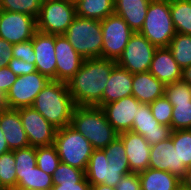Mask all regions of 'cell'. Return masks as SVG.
I'll return each mask as SVG.
<instances>
[{
  "instance_id": "ac0fdd59",
  "label": "cell",
  "mask_w": 191,
  "mask_h": 190,
  "mask_svg": "<svg viewBox=\"0 0 191 190\" xmlns=\"http://www.w3.org/2000/svg\"><path fill=\"white\" fill-rule=\"evenodd\" d=\"M36 56V70L56 81L55 35L37 31L31 39Z\"/></svg>"
},
{
  "instance_id": "f35d334b",
  "label": "cell",
  "mask_w": 191,
  "mask_h": 190,
  "mask_svg": "<svg viewBox=\"0 0 191 190\" xmlns=\"http://www.w3.org/2000/svg\"><path fill=\"white\" fill-rule=\"evenodd\" d=\"M149 107L158 123L171 127L173 105L164 95L150 103Z\"/></svg>"
},
{
  "instance_id": "83f0119b",
  "label": "cell",
  "mask_w": 191,
  "mask_h": 190,
  "mask_svg": "<svg viewBox=\"0 0 191 190\" xmlns=\"http://www.w3.org/2000/svg\"><path fill=\"white\" fill-rule=\"evenodd\" d=\"M170 12L176 33L191 35V0H170Z\"/></svg>"
},
{
  "instance_id": "2e32d148",
  "label": "cell",
  "mask_w": 191,
  "mask_h": 190,
  "mask_svg": "<svg viewBox=\"0 0 191 190\" xmlns=\"http://www.w3.org/2000/svg\"><path fill=\"white\" fill-rule=\"evenodd\" d=\"M56 81L67 83L81 68L84 59L64 35H55Z\"/></svg>"
},
{
  "instance_id": "d590c367",
  "label": "cell",
  "mask_w": 191,
  "mask_h": 190,
  "mask_svg": "<svg viewBox=\"0 0 191 190\" xmlns=\"http://www.w3.org/2000/svg\"><path fill=\"white\" fill-rule=\"evenodd\" d=\"M164 96L173 106L176 103L191 102V86L182 80L166 84Z\"/></svg>"
},
{
  "instance_id": "f907efd6",
  "label": "cell",
  "mask_w": 191,
  "mask_h": 190,
  "mask_svg": "<svg viewBox=\"0 0 191 190\" xmlns=\"http://www.w3.org/2000/svg\"><path fill=\"white\" fill-rule=\"evenodd\" d=\"M7 109L6 95L0 91V111Z\"/></svg>"
},
{
  "instance_id": "cb8c5ba5",
  "label": "cell",
  "mask_w": 191,
  "mask_h": 190,
  "mask_svg": "<svg viewBox=\"0 0 191 190\" xmlns=\"http://www.w3.org/2000/svg\"><path fill=\"white\" fill-rule=\"evenodd\" d=\"M150 2L151 0H114V13L122 17L134 32H139Z\"/></svg>"
},
{
  "instance_id": "ee69618b",
  "label": "cell",
  "mask_w": 191,
  "mask_h": 190,
  "mask_svg": "<svg viewBox=\"0 0 191 190\" xmlns=\"http://www.w3.org/2000/svg\"><path fill=\"white\" fill-rule=\"evenodd\" d=\"M13 46L14 44L0 38V68L8 66L9 62L13 59Z\"/></svg>"
},
{
  "instance_id": "f5cc1de1",
  "label": "cell",
  "mask_w": 191,
  "mask_h": 190,
  "mask_svg": "<svg viewBox=\"0 0 191 190\" xmlns=\"http://www.w3.org/2000/svg\"><path fill=\"white\" fill-rule=\"evenodd\" d=\"M70 2H72V3H77L79 0H69Z\"/></svg>"
},
{
  "instance_id": "f1b7e54d",
  "label": "cell",
  "mask_w": 191,
  "mask_h": 190,
  "mask_svg": "<svg viewBox=\"0 0 191 190\" xmlns=\"http://www.w3.org/2000/svg\"><path fill=\"white\" fill-rule=\"evenodd\" d=\"M168 48L182 70L191 65V35L176 33Z\"/></svg>"
},
{
  "instance_id": "6da1fadb",
  "label": "cell",
  "mask_w": 191,
  "mask_h": 190,
  "mask_svg": "<svg viewBox=\"0 0 191 190\" xmlns=\"http://www.w3.org/2000/svg\"><path fill=\"white\" fill-rule=\"evenodd\" d=\"M116 61L84 59L79 71L66 83L76 106L102 107V96Z\"/></svg>"
},
{
  "instance_id": "8fae6325",
  "label": "cell",
  "mask_w": 191,
  "mask_h": 190,
  "mask_svg": "<svg viewBox=\"0 0 191 190\" xmlns=\"http://www.w3.org/2000/svg\"><path fill=\"white\" fill-rule=\"evenodd\" d=\"M37 32L36 18L18 12L0 10V38L11 44L31 40Z\"/></svg>"
},
{
  "instance_id": "9a60e30c",
  "label": "cell",
  "mask_w": 191,
  "mask_h": 190,
  "mask_svg": "<svg viewBox=\"0 0 191 190\" xmlns=\"http://www.w3.org/2000/svg\"><path fill=\"white\" fill-rule=\"evenodd\" d=\"M131 131L142 135L150 145L170 138L172 133L170 126L160 124L155 120L147 103H140Z\"/></svg>"
},
{
  "instance_id": "f6af8a7d",
  "label": "cell",
  "mask_w": 191,
  "mask_h": 190,
  "mask_svg": "<svg viewBox=\"0 0 191 190\" xmlns=\"http://www.w3.org/2000/svg\"><path fill=\"white\" fill-rule=\"evenodd\" d=\"M91 185L85 177L79 183H60L58 185H53L51 190H90Z\"/></svg>"
},
{
  "instance_id": "d4e9b609",
  "label": "cell",
  "mask_w": 191,
  "mask_h": 190,
  "mask_svg": "<svg viewBox=\"0 0 191 190\" xmlns=\"http://www.w3.org/2000/svg\"><path fill=\"white\" fill-rule=\"evenodd\" d=\"M142 190H176L181 179L168 171L147 168L138 173Z\"/></svg>"
},
{
  "instance_id": "e0dca14e",
  "label": "cell",
  "mask_w": 191,
  "mask_h": 190,
  "mask_svg": "<svg viewBox=\"0 0 191 190\" xmlns=\"http://www.w3.org/2000/svg\"><path fill=\"white\" fill-rule=\"evenodd\" d=\"M148 168L168 171L179 179L184 177L187 170L184 165H179V155L171 138L151 145Z\"/></svg>"
},
{
  "instance_id": "e575fe53",
  "label": "cell",
  "mask_w": 191,
  "mask_h": 190,
  "mask_svg": "<svg viewBox=\"0 0 191 190\" xmlns=\"http://www.w3.org/2000/svg\"><path fill=\"white\" fill-rule=\"evenodd\" d=\"M108 165L129 167V161L122 140L117 136L107 147L103 148Z\"/></svg>"
},
{
  "instance_id": "ab89813d",
  "label": "cell",
  "mask_w": 191,
  "mask_h": 190,
  "mask_svg": "<svg viewBox=\"0 0 191 190\" xmlns=\"http://www.w3.org/2000/svg\"><path fill=\"white\" fill-rule=\"evenodd\" d=\"M12 53L13 58L21 59L29 64H35L36 56L31 40L14 44Z\"/></svg>"
},
{
  "instance_id": "8992f818",
  "label": "cell",
  "mask_w": 191,
  "mask_h": 190,
  "mask_svg": "<svg viewBox=\"0 0 191 190\" xmlns=\"http://www.w3.org/2000/svg\"><path fill=\"white\" fill-rule=\"evenodd\" d=\"M54 145L60 162L86 171L94 148L80 132L71 125L57 129Z\"/></svg>"
},
{
  "instance_id": "bcb514c9",
  "label": "cell",
  "mask_w": 191,
  "mask_h": 190,
  "mask_svg": "<svg viewBox=\"0 0 191 190\" xmlns=\"http://www.w3.org/2000/svg\"><path fill=\"white\" fill-rule=\"evenodd\" d=\"M3 131L0 128V155L11 151L8 147L7 141L3 135Z\"/></svg>"
},
{
  "instance_id": "9c48e42d",
  "label": "cell",
  "mask_w": 191,
  "mask_h": 190,
  "mask_svg": "<svg viewBox=\"0 0 191 190\" xmlns=\"http://www.w3.org/2000/svg\"><path fill=\"white\" fill-rule=\"evenodd\" d=\"M102 58L117 60L124 51L134 31L122 17L115 13L101 20Z\"/></svg>"
},
{
  "instance_id": "c3c4849f",
  "label": "cell",
  "mask_w": 191,
  "mask_h": 190,
  "mask_svg": "<svg viewBox=\"0 0 191 190\" xmlns=\"http://www.w3.org/2000/svg\"><path fill=\"white\" fill-rule=\"evenodd\" d=\"M182 81L188 83L191 86V65L183 69Z\"/></svg>"
},
{
  "instance_id": "74e56055",
  "label": "cell",
  "mask_w": 191,
  "mask_h": 190,
  "mask_svg": "<svg viewBox=\"0 0 191 190\" xmlns=\"http://www.w3.org/2000/svg\"><path fill=\"white\" fill-rule=\"evenodd\" d=\"M191 126V102L176 103L172 109L171 129L186 130Z\"/></svg>"
},
{
  "instance_id": "d6a6232c",
  "label": "cell",
  "mask_w": 191,
  "mask_h": 190,
  "mask_svg": "<svg viewBox=\"0 0 191 190\" xmlns=\"http://www.w3.org/2000/svg\"><path fill=\"white\" fill-rule=\"evenodd\" d=\"M42 0H0V10L18 12L37 18Z\"/></svg>"
},
{
  "instance_id": "7bdbcfd3",
  "label": "cell",
  "mask_w": 191,
  "mask_h": 190,
  "mask_svg": "<svg viewBox=\"0 0 191 190\" xmlns=\"http://www.w3.org/2000/svg\"><path fill=\"white\" fill-rule=\"evenodd\" d=\"M17 75L14 74L8 66L0 68V91L5 95L11 88V86L16 82Z\"/></svg>"
},
{
  "instance_id": "52a82bcc",
  "label": "cell",
  "mask_w": 191,
  "mask_h": 190,
  "mask_svg": "<svg viewBox=\"0 0 191 190\" xmlns=\"http://www.w3.org/2000/svg\"><path fill=\"white\" fill-rule=\"evenodd\" d=\"M76 17V6L69 0L42 2L36 18L37 31L51 35H63Z\"/></svg>"
},
{
  "instance_id": "4dcf8cb0",
  "label": "cell",
  "mask_w": 191,
  "mask_h": 190,
  "mask_svg": "<svg viewBox=\"0 0 191 190\" xmlns=\"http://www.w3.org/2000/svg\"><path fill=\"white\" fill-rule=\"evenodd\" d=\"M170 138L179 155V165L191 167V130L172 131Z\"/></svg>"
},
{
  "instance_id": "1f68e13d",
  "label": "cell",
  "mask_w": 191,
  "mask_h": 190,
  "mask_svg": "<svg viewBox=\"0 0 191 190\" xmlns=\"http://www.w3.org/2000/svg\"><path fill=\"white\" fill-rule=\"evenodd\" d=\"M60 163L55 145L36 147V165L48 175H53Z\"/></svg>"
},
{
  "instance_id": "7a4b0ae2",
  "label": "cell",
  "mask_w": 191,
  "mask_h": 190,
  "mask_svg": "<svg viewBox=\"0 0 191 190\" xmlns=\"http://www.w3.org/2000/svg\"><path fill=\"white\" fill-rule=\"evenodd\" d=\"M31 107L55 128L60 129L71 125L76 104L65 82L50 80L36 96Z\"/></svg>"
},
{
  "instance_id": "d6986e66",
  "label": "cell",
  "mask_w": 191,
  "mask_h": 190,
  "mask_svg": "<svg viewBox=\"0 0 191 190\" xmlns=\"http://www.w3.org/2000/svg\"><path fill=\"white\" fill-rule=\"evenodd\" d=\"M118 137L124 144L130 171L133 173L145 171L149 167L151 145L142 135L132 131L122 132Z\"/></svg>"
},
{
  "instance_id": "836d02e7",
  "label": "cell",
  "mask_w": 191,
  "mask_h": 190,
  "mask_svg": "<svg viewBox=\"0 0 191 190\" xmlns=\"http://www.w3.org/2000/svg\"><path fill=\"white\" fill-rule=\"evenodd\" d=\"M86 177L85 171L60 162L52 175L53 185L79 183Z\"/></svg>"
},
{
  "instance_id": "8d00e7d4",
  "label": "cell",
  "mask_w": 191,
  "mask_h": 190,
  "mask_svg": "<svg viewBox=\"0 0 191 190\" xmlns=\"http://www.w3.org/2000/svg\"><path fill=\"white\" fill-rule=\"evenodd\" d=\"M16 173H28L36 165V147L28 146L14 150Z\"/></svg>"
},
{
  "instance_id": "4fadbf2b",
  "label": "cell",
  "mask_w": 191,
  "mask_h": 190,
  "mask_svg": "<svg viewBox=\"0 0 191 190\" xmlns=\"http://www.w3.org/2000/svg\"><path fill=\"white\" fill-rule=\"evenodd\" d=\"M129 173H131L130 167H114L108 165L103 149H94L85 171L90 185L104 184L111 187H116L123 175Z\"/></svg>"
},
{
  "instance_id": "ffe728a7",
  "label": "cell",
  "mask_w": 191,
  "mask_h": 190,
  "mask_svg": "<svg viewBox=\"0 0 191 190\" xmlns=\"http://www.w3.org/2000/svg\"><path fill=\"white\" fill-rule=\"evenodd\" d=\"M149 72L162 83L170 84L182 80V68L173 58L168 47L157 48Z\"/></svg>"
},
{
  "instance_id": "44dd1931",
  "label": "cell",
  "mask_w": 191,
  "mask_h": 190,
  "mask_svg": "<svg viewBox=\"0 0 191 190\" xmlns=\"http://www.w3.org/2000/svg\"><path fill=\"white\" fill-rule=\"evenodd\" d=\"M0 128L11 151L30 146L16 109L7 108L0 111Z\"/></svg>"
},
{
  "instance_id": "3957f363",
  "label": "cell",
  "mask_w": 191,
  "mask_h": 190,
  "mask_svg": "<svg viewBox=\"0 0 191 190\" xmlns=\"http://www.w3.org/2000/svg\"><path fill=\"white\" fill-rule=\"evenodd\" d=\"M71 126L89 140L94 149L107 147L118 136L100 107L76 106Z\"/></svg>"
},
{
  "instance_id": "5bb4252c",
  "label": "cell",
  "mask_w": 191,
  "mask_h": 190,
  "mask_svg": "<svg viewBox=\"0 0 191 190\" xmlns=\"http://www.w3.org/2000/svg\"><path fill=\"white\" fill-rule=\"evenodd\" d=\"M139 105L140 102L130 95L118 101L107 103L101 109L114 130L120 134L131 131Z\"/></svg>"
},
{
  "instance_id": "60d3db41",
  "label": "cell",
  "mask_w": 191,
  "mask_h": 190,
  "mask_svg": "<svg viewBox=\"0 0 191 190\" xmlns=\"http://www.w3.org/2000/svg\"><path fill=\"white\" fill-rule=\"evenodd\" d=\"M115 188L116 190H142L138 173L131 172L127 175H123Z\"/></svg>"
},
{
  "instance_id": "f546056e",
  "label": "cell",
  "mask_w": 191,
  "mask_h": 190,
  "mask_svg": "<svg viewBox=\"0 0 191 190\" xmlns=\"http://www.w3.org/2000/svg\"><path fill=\"white\" fill-rule=\"evenodd\" d=\"M14 150L0 155V185L3 189L15 190L17 186Z\"/></svg>"
},
{
  "instance_id": "7dc6e473",
  "label": "cell",
  "mask_w": 191,
  "mask_h": 190,
  "mask_svg": "<svg viewBox=\"0 0 191 190\" xmlns=\"http://www.w3.org/2000/svg\"><path fill=\"white\" fill-rule=\"evenodd\" d=\"M181 184L191 190V167L187 168L184 177L181 179Z\"/></svg>"
},
{
  "instance_id": "b9f144b4",
  "label": "cell",
  "mask_w": 191,
  "mask_h": 190,
  "mask_svg": "<svg viewBox=\"0 0 191 190\" xmlns=\"http://www.w3.org/2000/svg\"><path fill=\"white\" fill-rule=\"evenodd\" d=\"M9 69L17 76L28 75L29 73L36 72V66L32 63L24 62L21 59L13 58L9 64Z\"/></svg>"
},
{
  "instance_id": "7402d4cb",
  "label": "cell",
  "mask_w": 191,
  "mask_h": 190,
  "mask_svg": "<svg viewBox=\"0 0 191 190\" xmlns=\"http://www.w3.org/2000/svg\"><path fill=\"white\" fill-rule=\"evenodd\" d=\"M133 74L116 65L110 73L102 96V106L132 95Z\"/></svg>"
},
{
  "instance_id": "816d5d0a",
  "label": "cell",
  "mask_w": 191,
  "mask_h": 190,
  "mask_svg": "<svg viewBox=\"0 0 191 190\" xmlns=\"http://www.w3.org/2000/svg\"><path fill=\"white\" fill-rule=\"evenodd\" d=\"M176 190H190V189H188V188L184 187L182 184H180V185L177 187Z\"/></svg>"
},
{
  "instance_id": "ba28073f",
  "label": "cell",
  "mask_w": 191,
  "mask_h": 190,
  "mask_svg": "<svg viewBox=\"0 0 191 190\" xmlns=\"http://www.w3.org/2000/svg\"><path fill=\"white\" fill-rule=\"evenodd\" d=\"M156 49L147 38L134 32L116 64L132 74L148 72Z\"/></svg>"
},
{
  "instance_id": "681fc988",
  "label": "cell",
  "mask_w": 191,
  "mask_h": 190,
  "mask_svg": "<svg viewBox=\"0 0 191 190\" xmlns=\"http://www.w3.org/2000/svg\"><path fill=\"white\" fill-rule=\"evenodd\" d=\"M90 190H116L115 187L106 186L104 184L91 185Z\"/></svg>"
},
{
  "instance_id": "30bf717a",
  "label": "cell",
  "mask_w": 191,
  "mask_h": 190,
  "mask_svg": "<svg viewBox=\"0 0 191 190\" xmlns=\"http://www.w3.org/2000/svg\"><path fill=\"white\" fill-rule=\"evenodd\" d=\"M50 80L38 71L17 76L16 82L6 94L8 109L31 107L34 99Z\"/></svg>"
},
{
  "instance_id": "603a6c76",
  "label": "cell",
  "mask_w": 191,
  "mask_h": 190,
  "mask_svg": "<svg viewBox=\"0 0 191 190\" xmlns=\"http://www.w3.org/2000/svg\"><path fill=\"white\" fill-rule=\"evenodd\" d=\"M132 96L140 103L150 104L165 92V84L155 78L149 71L133 74Z\"/></svg>"
},
{
  "instance_id": "277c9868",
  "label": "cell",
  "mask_w": 191,
  "mask_h": 190,
  "mask_svg": "<svg viewBox=\"0 0 191 190\" xmlns=\"http://www.w3.org/2000/svg\"><path fill=\"white\" fill-rule=\"evenodd\" d=\"M63 35L83 59L102 58L101 21L76 15Z\"/></svg>"
},
{
  "instance_id": "7c38bea8",
  "label": "cell",
  "mask_w": 191,
  "mask_h": 190,
  "mask_svg": "<svg viewBox=\"0 0 191 190\" xmlns=\"http://www.w3.org/2000/svg\"><path fill=\"white\" fill-rule=\"evenodd\" d=\"M16 110L19 112L30 146L38 147L54 144L57 128L32 107H23Z\"/></svg>"
},
{
  "instance_id": "4316f807",
  "label": "cell",
  "mask_w": 191,
  "mask_h": 190,
  "mask_svg": "<svg viewBox=\"0 0 191 190\" xmlns=\"http://www.w3.org/2000/svg\"><path fill=\"white\" fill-rule=\"evenodd\" d=\"M16 176L15 190H51L53 187L52 176L42 171L38 166L28 173H18Z\"/></svg>"
},
{
  "instance_id": "484cf974",
  "label": "cell",
  "mask_w": 191,
  "mask_h": 190,
  "mask_svg": "<svg viewBox=\"0 0 191 190\" xmlns=\"http://www.w3.org/2000/svg\"><path fill=\"white\" fill-rule=\"evenodd\" d=\"M76 15L101 21L114 14V0H79L75 3Z\"/></svg>"
},
{
  "instance_id": "5b68a950",
  "label": "cell",
  "mask_w": 191,
  "mask_h": 190,
  "mask_svg": "<svg viewBox=\"0 0 191 190\" xmlns=\"http://www.w3.org/2000/svg\"><path fill=\"white\" fill-rule=\"evenodd\" d=\"M138 33L157 48L168 47L176 34L170 12V0H151L143 26Z\"/></svg>"
}]
</instances>
